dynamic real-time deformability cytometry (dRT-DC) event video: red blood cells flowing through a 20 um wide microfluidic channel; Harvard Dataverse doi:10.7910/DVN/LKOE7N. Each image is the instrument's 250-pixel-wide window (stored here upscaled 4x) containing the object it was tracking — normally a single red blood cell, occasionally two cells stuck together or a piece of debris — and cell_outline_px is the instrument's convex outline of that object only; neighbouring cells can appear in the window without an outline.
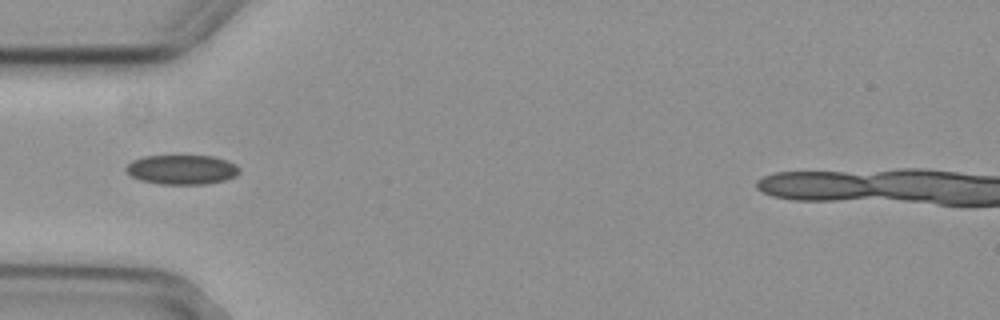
{"species": "common noctule bat (a hibernating species)", "species_latin": "Nyctalus noctula", "temperature_condition": "cold", "stored_images_in_passage": 4, "camera_frame_rate_fps": 3000, "um_per_image_px": 0.085, "animal": {"sex": "female", "body_mass_g": 29.2, "forearm_length_mm": 56.3}, "frame": {"image": 1, "passage_image": 4, "time_ms": 1.0, "image_size_px": [1000, 320], "cell_outline_px": [[240, 172], [236, 176], [224, 180], [204, 184], [160, 184], [140, 180], [132, 176], [124, 168], [132, 160], [144, 156], [212, 156], [228, 160], [236, 164], [240, 168]], "centroid_in_image_um": [15.48, 14.41], "position_along_channel_um": 69.5, "area_um2": 19.54}}